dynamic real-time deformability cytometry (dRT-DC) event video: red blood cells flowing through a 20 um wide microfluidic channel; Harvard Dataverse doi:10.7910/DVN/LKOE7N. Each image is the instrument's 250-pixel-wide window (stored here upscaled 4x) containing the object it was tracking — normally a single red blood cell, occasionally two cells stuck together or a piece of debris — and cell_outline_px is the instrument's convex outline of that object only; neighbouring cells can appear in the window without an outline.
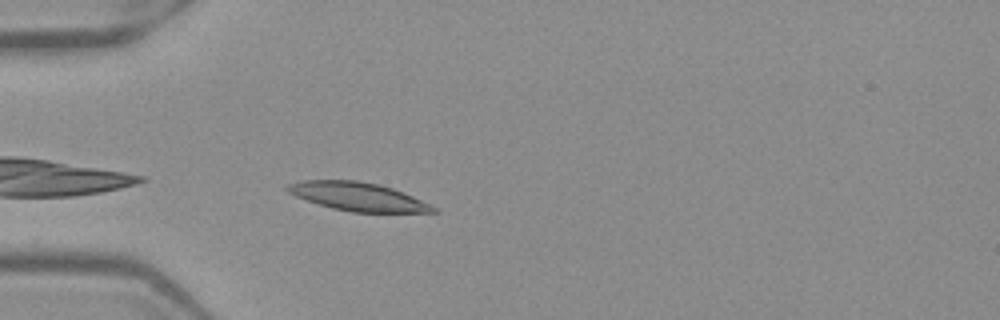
{"species": "Egyptian fruit bat (a non-hibernating species)", "species_latin": "Rousettus aegyptiacus", "temperature_condition": "warm", "stored_images_in_passage": 26, "camera_frame_rate_fps": 3000, "um_per_image_px": 0.085, "frame": {"image": 1, "passage_image": 2, "time_ms": 0.333, "image_size_px": [1000, 320], "cell_outline_px": [[440, 212], [352, 212], [332, 208], [296, 196], [288, 192], [284, 188], [288, 184], [300, 180], [356, 180], [380, 184], [392, 188], [412, 196], [436, 208]], "centroid_in_image_um": [30.39, 16.7], "position_along_channel_um": 54.6, "area_um2": 23.87}}
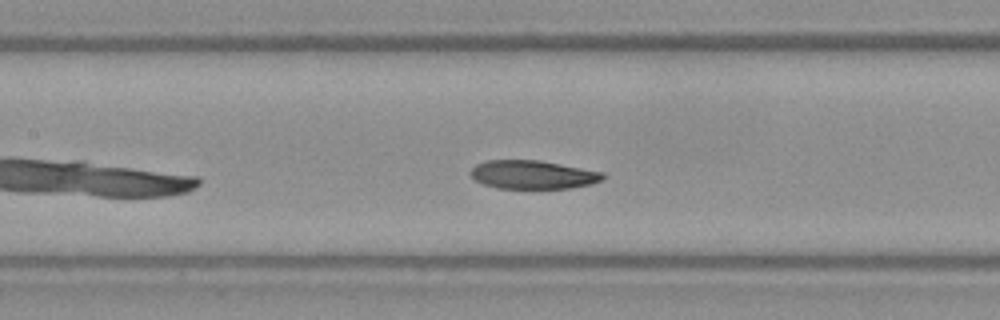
{"frame": {"image": 2, "passage_image": 11, "time_ms": 3.333, "image_size_px": [1000, 320], "cell_outline_px": [[604, 176], [600, 180], [592, 184], [568, 188], [496, 188], [484, 184], [476, 180], [468, 172], [476, 164], [488, 160], [540, 160], [604, 172]], "centroid_in_image_um": [45.27, 14.84], "position_along_channel_um": 162.1, "area_um2": 21.91}}
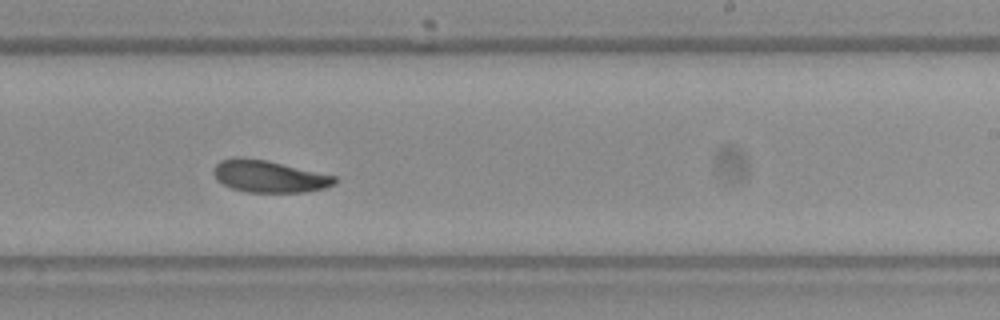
{"frame": {"image": 3, "passage_image": 19, "time_ms": 6.0, "image_size_px": [1000, 320], "cell_outline_px": [[336, 184], [324, 188], [304, 192], [248, 192], [232, 188], [216, 180], [212, 172], [212, 168], [220, 160], [236, 156], [240, 156], [268, 160], [336, 176]], "centroid_in_image_um": [22.83, 14.97], "position_along_channel_um": 266.2, "area_um2": 22.83}}